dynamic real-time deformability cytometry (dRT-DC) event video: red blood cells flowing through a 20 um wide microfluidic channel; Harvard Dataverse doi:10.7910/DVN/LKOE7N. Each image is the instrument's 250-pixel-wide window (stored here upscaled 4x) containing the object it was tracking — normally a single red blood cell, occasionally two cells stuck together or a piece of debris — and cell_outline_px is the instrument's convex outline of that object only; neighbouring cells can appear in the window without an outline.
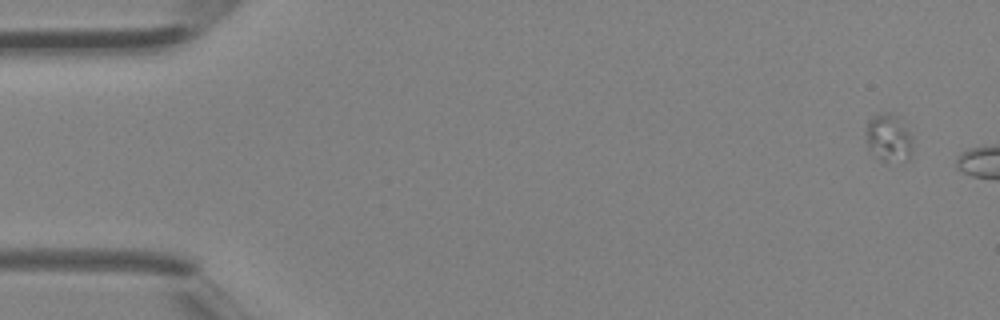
{"species": "Egyptian fruit bat (a non-hibernating species)", "species_latin": "Rousettus aegyptiacus", "temperature_condition": "room temperature", "stored_images_in_passage": 2, "camera_frame_rate_fps": 3000, "um_per_image_px": 0.085, "animal": {"sex": "female"}, "frame": {"image": 1, "passage_image": 1, "time_ms": 0.0, "image_size_px": [1000, 320], "cell_outline_px": [[912, 152], [908, 160], [880, 160], [868, 148], [868, 120], [872, 116], [880, 112], [892, 112], [896, 116], [912, 136]], "centroid_in_image_um": [75.56, 11.7], "position_along_channel_um": 9.4, "area_um2": 12.66}}